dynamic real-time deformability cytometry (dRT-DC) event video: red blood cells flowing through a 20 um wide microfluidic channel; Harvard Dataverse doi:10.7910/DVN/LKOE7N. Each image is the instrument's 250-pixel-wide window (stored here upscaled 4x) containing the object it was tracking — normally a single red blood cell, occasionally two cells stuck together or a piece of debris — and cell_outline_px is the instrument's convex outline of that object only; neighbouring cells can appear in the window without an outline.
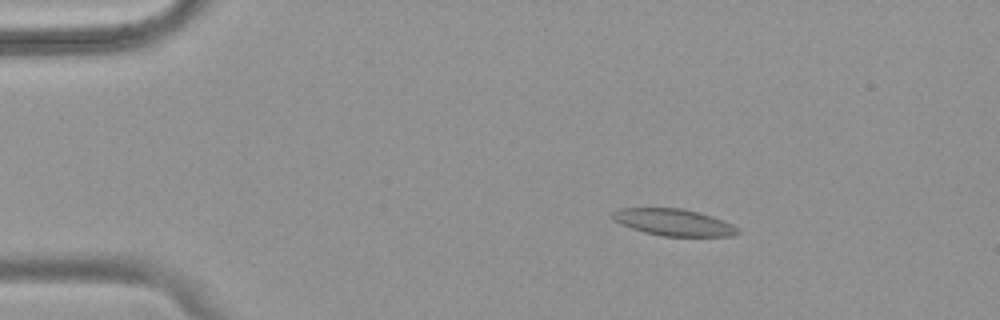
{"species": "common noctule bat (a hibernating species)", "species_latin": "Nyctalus noctula", "temperature_condition": "warm", "stored_images_in_passage": 56, "camera_frame_rate_fps": 3000, "um_per_image_px": 0.085, "animal": {"sex": "female", "body_mass_g": 18.4}, "frame": {"image": 1, "passage_image": 10, "time_ms": 3.0, "image_size_px": [1000, 320], "cell_outline_px": [[740, 232], [732, 236], [664, 236], [644, 232], [632, 228], [616, 220], [612, 216], [612, 212], [616, 208], [680, 208], [700, 212], [724, 220], [740, 228]], "centroid_in_image_um": [57.32, 18.89], "position_along_channel_um": 27.7, "area_um2": 19.48}}
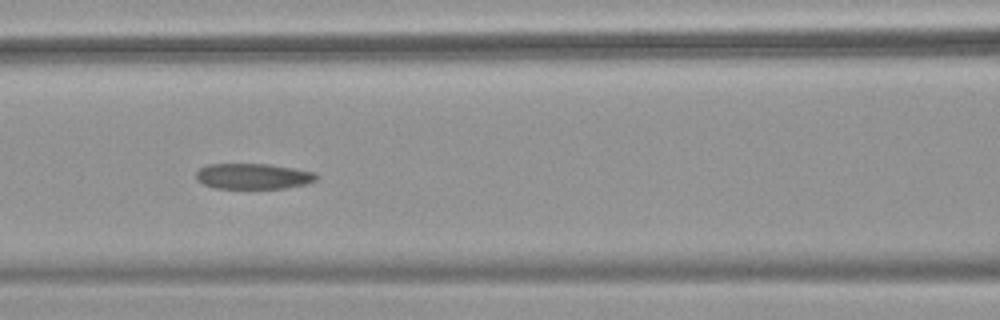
{"frame": {"image": 2, "passage_image": 25, "time_ms": 8.0, "image_size_px": [1000, 320], "cell_outline_px": [[316, 180], [304, 184], [284, 188], [216, 188], [204, 184], [196, 180], [196, 172], [200, 168], [208, 164], [268, 164], [292, 168], [312, 172], [316, 176]], "centroid_in_image_um": [21.45, 14.98], "position_along_channel_um": 145.1, "area_um2": 17.69}}
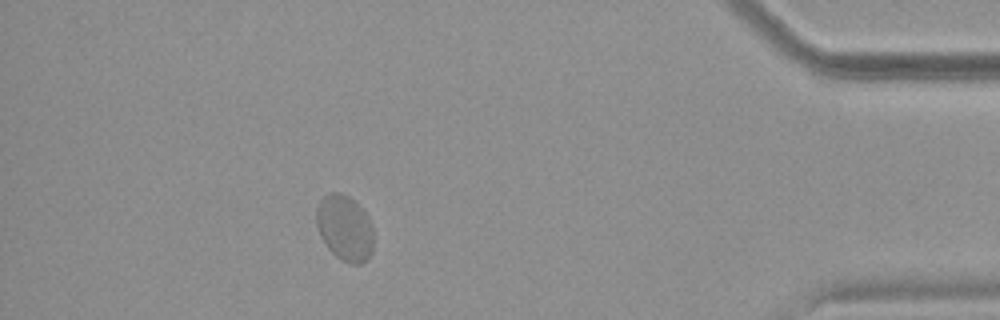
{"frame": {"image": 3, "passage_image": 50, "time_ms": 16.333, "image_size_px": [1000, 320], "cell_outline_px": [[372, 252], [360, 264], [352, 264], [340, 260], [328, 248], [320, 236], [316, 224], [316, 208], [320, 200], [328, 192], [340, 192], [356, 200], [368, 216], [372, 224]], "centroid_in_image_um": [29.29, 19.34], "position_along_channel_um": 405.9, "area_um2": 22.08}}